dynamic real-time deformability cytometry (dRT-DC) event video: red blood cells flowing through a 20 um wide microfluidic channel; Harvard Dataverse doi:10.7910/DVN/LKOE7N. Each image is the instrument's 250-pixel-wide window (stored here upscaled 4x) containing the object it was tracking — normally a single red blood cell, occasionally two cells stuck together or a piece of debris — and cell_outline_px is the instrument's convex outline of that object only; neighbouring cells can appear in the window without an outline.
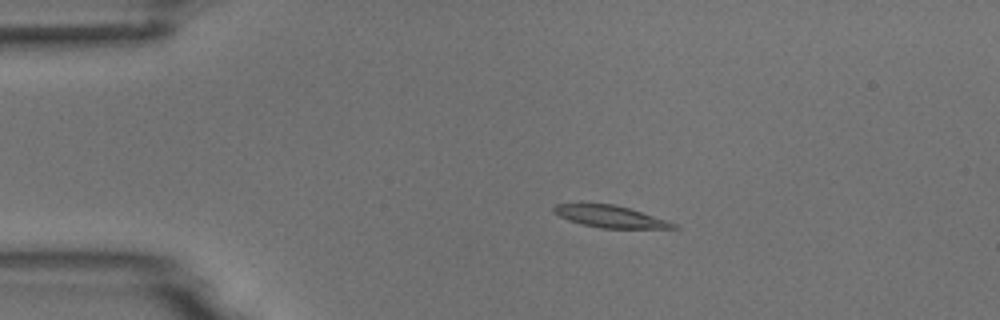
{"species": "common noctule bat (a hibernating species)", "species_latin": "Nyctalus noctula", "temperature_condition": "room temperature", "stored_images_in_passage": 5, "camera_frame_rate_fps": 3000, "um_per_image_px": 0.085, "animal": {"sex": "male", "body_mass_g": 18.8}, "frame": {"image": 1, "passage_image": 3, "time_ms": 3.333, "image_size_px": [1000, 320], "cell_outline_px": [[680, 228], [600, 228], [580, 224], [568, 220], [552, 212], [552, 208], [556, 204], [616, 204], [668, 220], [676, 224]], "centroid_in_image_um": [51.87, 18.41], "position_along_channel_um": 33.1, "area_um2": 15.26}}
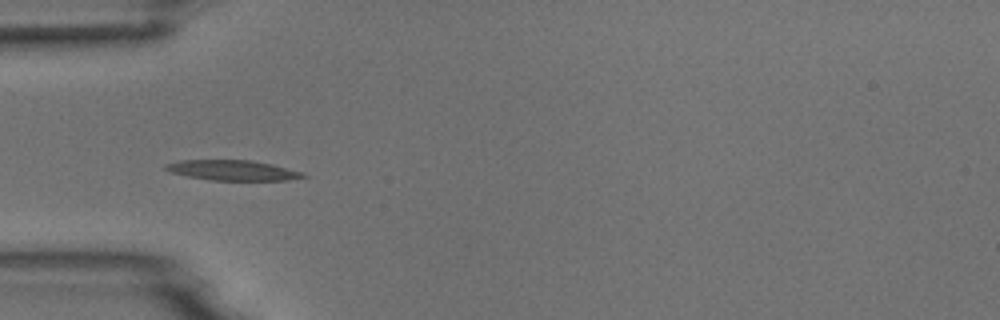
{"frame": {"image": 2, "passage_image": 5, "time_ms": 5.333, "image_size_px": [1000, 320], "cell_outline_px": [[308, 176], [288, 180], [212, 180], [188, 176], [172, 172], [164, 168], [164, 164], [180, 160], [252, 160], [272, 164], [304, 172]], "centroid_in_image_um": [19.8, 14.47], "position_along_channel_um": 65.2, "area_um2": 16.13}}